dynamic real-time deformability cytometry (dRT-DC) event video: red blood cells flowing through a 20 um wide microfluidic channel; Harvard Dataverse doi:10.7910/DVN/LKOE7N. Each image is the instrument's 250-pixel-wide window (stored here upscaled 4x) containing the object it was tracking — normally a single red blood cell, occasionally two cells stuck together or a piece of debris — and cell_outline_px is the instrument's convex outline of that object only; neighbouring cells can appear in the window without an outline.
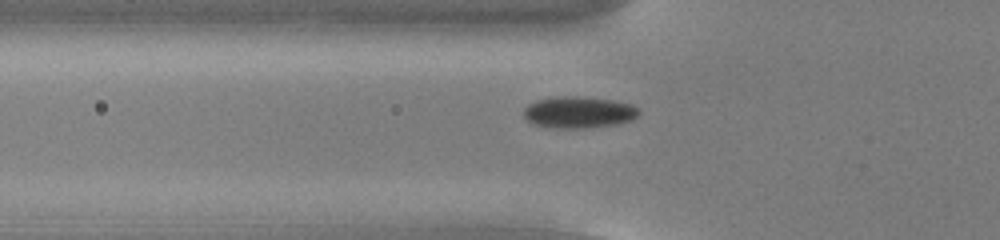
{"species": "common noctule bat (a hibernating species)", "species_latin": "Nyctalus noctula", "temperature_condition": "cold", "stored_images_in_passage": 46, "camera_frame_rate_fps": 3000, "um_per_image_px": 0.085, "animal": {"sex": "male", "body_mass_g": 13.0, "forearm_length_mm": 53.1}, "frame": {"image": 1, "passage_image": 11, "time_ms": 3.333, "image_size_px": [1000, 240], "cell_outline_px": [[640, 112], [632, 120], [616, 124], [584, 128], [552, 128], [532, 124], [524, 116], [524, 108], [528, 104], [536, 100], [556, 96], [584, 96], [612, 100], [632, 104]], "centroid_in_image_um": [49.16, 9.53], "position_along_channel_um": 76.6, "area_um2": 21.33}}
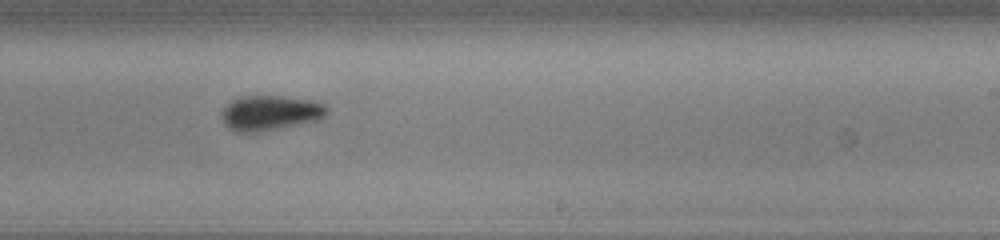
{"frame": {"image": 2, "passage_image": 26, "time_ms": 8.333, "image_size_px": [1000, 240], "cell_outline_px": [[328, 112], [320, 120], [256, 132], [236, 132], [228, 128], [224, 124], [220, 116], [220, 112], [232, 100], [240, 96], [280, 96], [312, 100], [324, 104], [328, 108]], "centroid_in_image_um": [22.95, 9.59], "position_along_channel_um": 266.1, "area_um2": 21.5}}
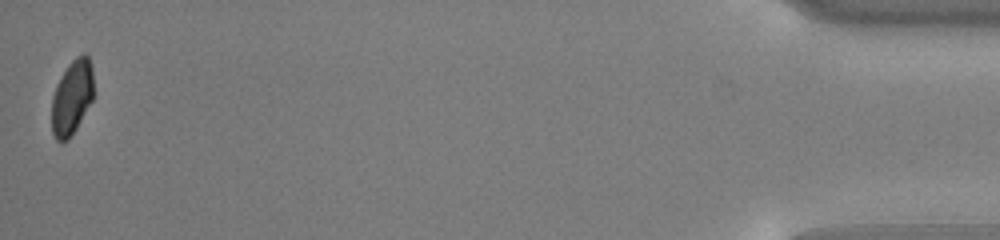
{"frame": {"image": 3, "passage_image": 46, "time_ms": 15.0, "image_size_px": [1000, 240], "cell_outline_px": [[92, 100], [76, 128], [68, 140], [56, 140], [52, 132], [52, 96], [56, 84], [60, 76], [68, 64], [76, 56], [84, 52], [88, 56], [92, 68]], "centroid_in_image_um": [6.1, 8.24], "position_along_channel_um": 429.1, "area_um2": 18.09}, "authors_computed_cell_mechanics": {"area_um2": 20.6346, "velocity_mm_per_s": 3.7895, "shape_relaxation_time_tau1_ms": 2.7495, "shape_relaxation_time_tau2_ms": 10.938, "deformation_change_tau1": 0.0549, "deformation_change_tau2": 0.1112}}